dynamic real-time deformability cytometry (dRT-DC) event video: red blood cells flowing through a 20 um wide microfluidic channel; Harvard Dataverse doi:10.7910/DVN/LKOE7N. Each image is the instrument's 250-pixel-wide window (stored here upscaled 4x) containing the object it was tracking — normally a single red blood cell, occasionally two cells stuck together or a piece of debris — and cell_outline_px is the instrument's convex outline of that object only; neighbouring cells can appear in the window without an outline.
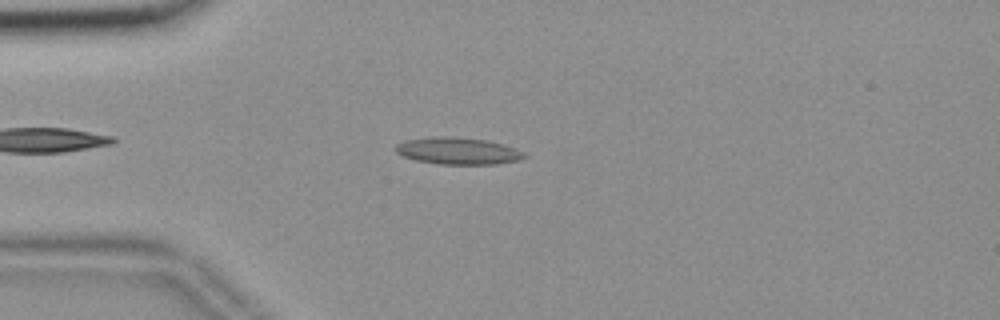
{"species": "common noctule bat (a hibernating species)", "species_latin": "Nyctalus noctula", "temperature_condition": "room temperature", "stored_images_in_passage": 39, "camera_frame_rate_fps": 3000, "um_per_image_px": 0.085, "animal": {"sex": "female", "body_mass_g": 18.4}, "frame": {"image": 1, "passage_image": 6, "time_ms": 1.667, "image_size_px": [1000, 320], "cell_outline_px": [[528, 156], [520, 160], [496, 164], [440, 164], [416, 160], [404, 156], [396, 152], [396, 144], [408, 140], [436, 136], [448, 136], [488, 140], [524, 152]], "centroid_in_image_um": [38.94, 12.83], "position_along_channel_um": 46.1, "area_um2": 19.94}}
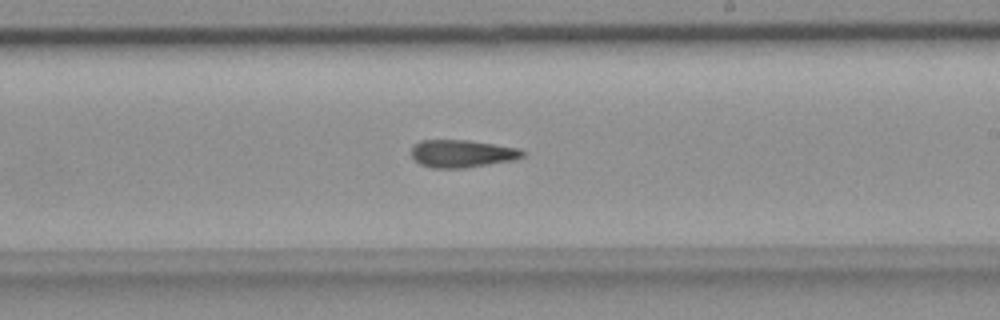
{"frame": {"image": 2, "passage_image": 24, "time_ms": 7.667, "image_size_px": [1000, 320], "cell_outline_px": [[524, 156], [512, 160], [464, 168], [432, 168], [420, 164], [412, 156], [412, 144], [420, 140], [468, 140], [520, 148], [524, 152]], "centroid_in_image_um": [39.25, 13.05], "position_along_channel_um": 249.8, "area_um2": 17.86}}
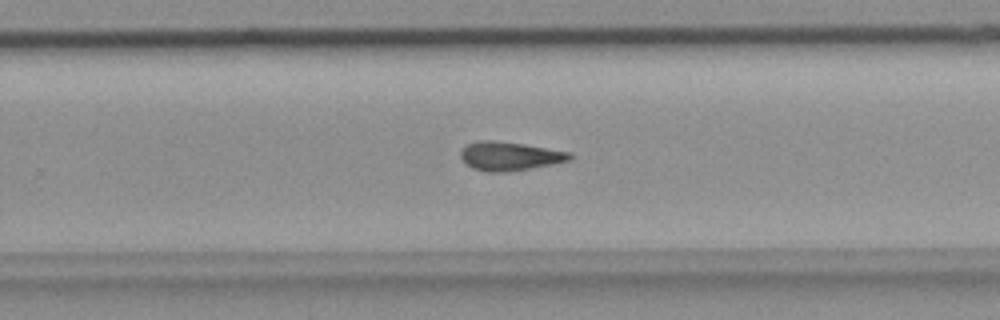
{"frame": {"image": 3, "passage_image": 27, "time_ms": 8.667, "image_size_px": [1000, 320], "cell_outline_px": [[572, 160], [552, 164], [504, 172], [488, 172], [472, 168], [464, 164], [460, 156], [460, 152], [468, 144], [476, 140], [496, 140], [524, 144], [568, 152], [572, 156]], "centroid_in_image_um": [43.26, 13.26], "position_along_channel_um": 286.5, "area_um2": 18.21}, "authors_computed_cell_mechanics": {"area_um2": 18.207, "velocity_mm_per_s": 3.6787, "shape_relaxation_time_tau1_ms": null, "shape_relaxation_time_tau2_ms": 9.1733, "deformation_change_tau1": null, "deformation_change_tau2": 0.2003}}